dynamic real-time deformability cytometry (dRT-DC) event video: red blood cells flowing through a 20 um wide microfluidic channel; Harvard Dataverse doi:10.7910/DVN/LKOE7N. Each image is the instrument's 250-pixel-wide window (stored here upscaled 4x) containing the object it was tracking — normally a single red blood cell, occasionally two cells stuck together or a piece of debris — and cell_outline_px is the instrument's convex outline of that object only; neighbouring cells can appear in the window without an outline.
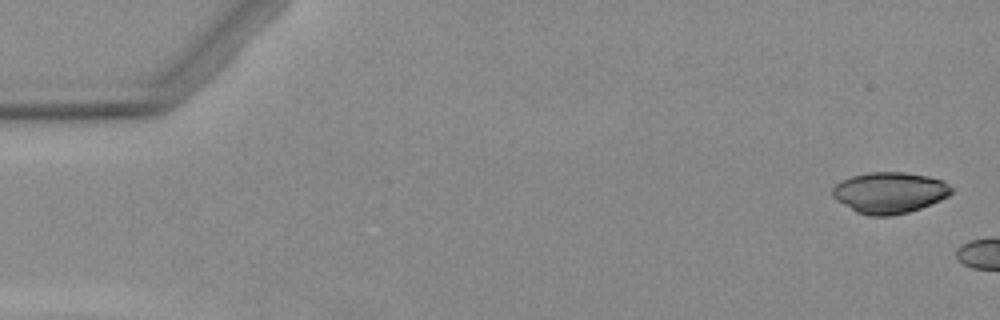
{"species": "Egyptian fruit bat (a non-hibernating species)", "species_latin": "Rousettus aegyptiacus", "temperature_condition": "warm", "stored_images_in_passage": 6, "camera_frame_rate_fps": 3000, "um_per_image_px": 0.085, "animal": {"sex": "female"}, "frame": {"image": 1, "passage_image": 1, "time_ms": 0.0, "image_size_px": [1000, 320], "cell_outline_px": [[952, 192], [948, 196], [940, 200], [920, 208], [908, 212], [892, 216], [868, 216], [856, 212], [836, 200], [832, 196], [832, 188], [836, 184], [852, 176], [868, 172], [904, 172], [928, 176], [940, 180], [952, 188]], "centroid_in_image_um": [75.58, 16.38], "position_along_channel_um": 9.4, "area_um2": 28.38}}
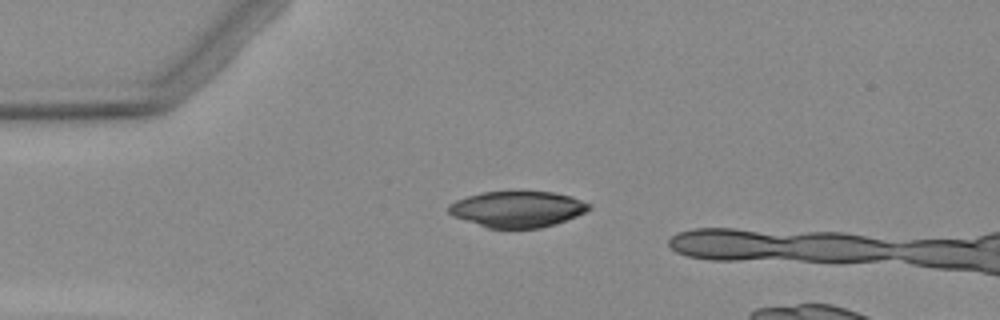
{"frame": {"image": 2, "passage_image": 4, "time_ms": 3.667, "image_size_px": [1000, 320], "cell_outline_px": [[592, 208], [576, 216], [556, 224], [540, 228], [488, 228], [452, 216], [448, 212], [448, 204], [456, 200], [468, 196], [484, 192], [520, 188], [552, 192], [572, 196], [592, 204]], "centroid_in_image_um": [44.0, 17.73], "position_along_channel_um": 41.0, "area_um2": 30.46}}